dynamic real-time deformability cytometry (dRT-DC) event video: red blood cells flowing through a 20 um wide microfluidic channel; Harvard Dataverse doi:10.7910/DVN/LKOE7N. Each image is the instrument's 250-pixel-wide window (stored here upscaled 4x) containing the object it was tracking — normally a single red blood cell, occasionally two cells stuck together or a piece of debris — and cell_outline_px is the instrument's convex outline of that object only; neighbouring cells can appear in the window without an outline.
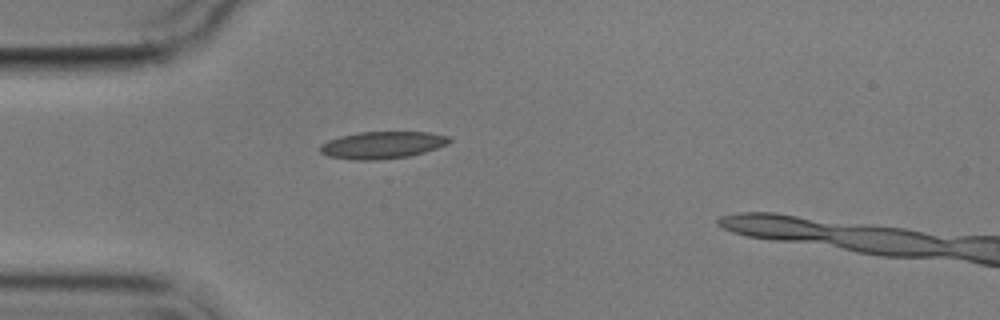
{"species": "common noctule bat (a hibernating species)", "species_latin": "Nyctalus noctula", "temperature_condition": "cold", "stored_images_in_passage": 2, "camera_frame_rate_fps": 3000, "um_per_image_px": 0.085, "animal": {"sex": "male", "body_mass_g": 17.9}, "frame": {"image": 1, "passage_image": 1, "time_ms": 0.0, "image_size_px": [1000, 320], "cell_outline_px": [[452, 140], [448, 144], [424, 152], [408, 156], [380, 160], [356, 160], [328, 156], [320, 152], [320, 144], [328, 140], [340, 136], [360, 132], [428, 132], [448, 136]], "centroid_in_image_um": [32.49, 12.33], "position_along_channel_um": 52.5, "area_um2": 20.4}}